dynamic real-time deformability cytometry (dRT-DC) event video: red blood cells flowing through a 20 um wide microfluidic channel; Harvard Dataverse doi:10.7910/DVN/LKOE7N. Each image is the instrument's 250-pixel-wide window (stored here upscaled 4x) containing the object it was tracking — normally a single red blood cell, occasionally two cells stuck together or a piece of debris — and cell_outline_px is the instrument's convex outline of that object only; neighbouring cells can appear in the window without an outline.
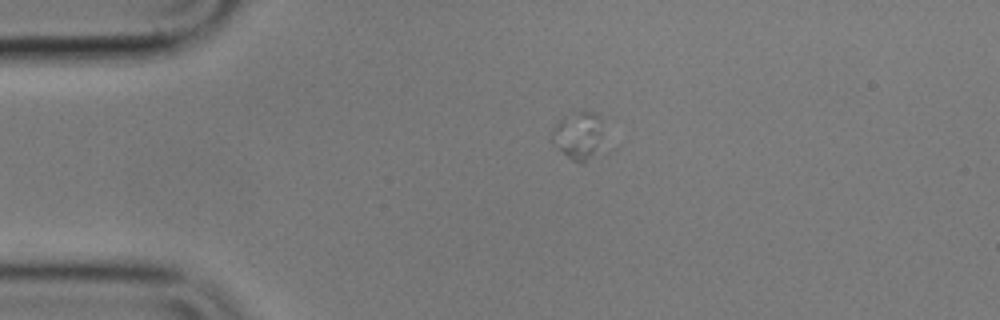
{"species": "common noctule bat (a hibernating species)", "species_latin": "Nyctalus noctula", "temperature_condition": "cold", "stored_images_in_passage": 37, "camera_frame_rate_fps": 3000, "um_per_image_px": 0.085, "animal": {"sex": "male", "body_mass_g": 17.9}, "frame": {"image": 1, "passage_image": 1, "time_ms": 0.0, "image_size_px": [1000, 320], "cell_outline_px": [[600, 136], [596, 152], [584, 164], [580, 164], [572, 160], [552, 140], [552, 128], [560, 120], [580, 112], [592, 112], [600, 120]], "centroid_in_image_um": [49.13, 11.56], "position_along_channel_um": 35.9, "area_um2": 13.29}}
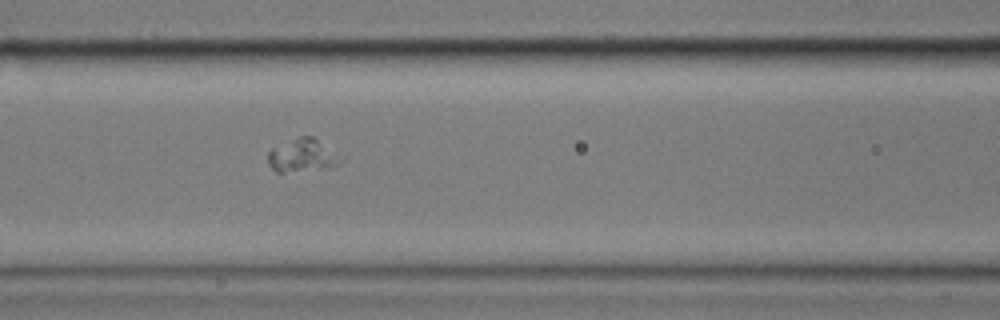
{"frame": {"image": 2, "passage_image": 13, "time_ms": 4.0, "image_size_px": [1000, 320], "cell_outline_px": [[348, 152], [344, 160], [340, 164], [320, 168], [284, 172], [276, 172], [268, 164], [268, 152], [272, 148], [300, 136], [312, 136]], "centroid_in_image_um": [25.9, 13.17], "position_along_channel_um": 140.7, "area_um2": 14.74}}
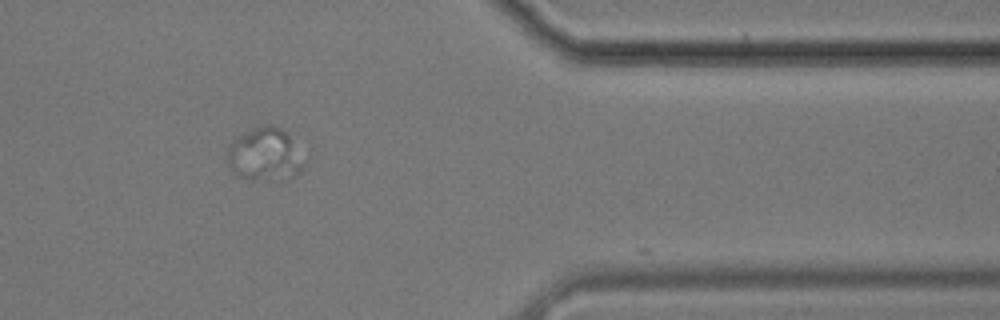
{"frame": {"image": 3, "passage_image": 36, "time_ms": 11.667, "image_size_px": [1000, 320], "cell_outline_px": [[308, 164], [304, 168], [292, 176], [268, 180], [252, 180], [236, 176], [232, 172], [228, 164], [228, 148], [236, 136], [252, 128], [264, 124], [272, 124], [280, 128], [288, 136]], "centroid_in_image_um": [22.49, 13.13], "position_along_channel_um": 388.9, "area_um2": 23.7}}